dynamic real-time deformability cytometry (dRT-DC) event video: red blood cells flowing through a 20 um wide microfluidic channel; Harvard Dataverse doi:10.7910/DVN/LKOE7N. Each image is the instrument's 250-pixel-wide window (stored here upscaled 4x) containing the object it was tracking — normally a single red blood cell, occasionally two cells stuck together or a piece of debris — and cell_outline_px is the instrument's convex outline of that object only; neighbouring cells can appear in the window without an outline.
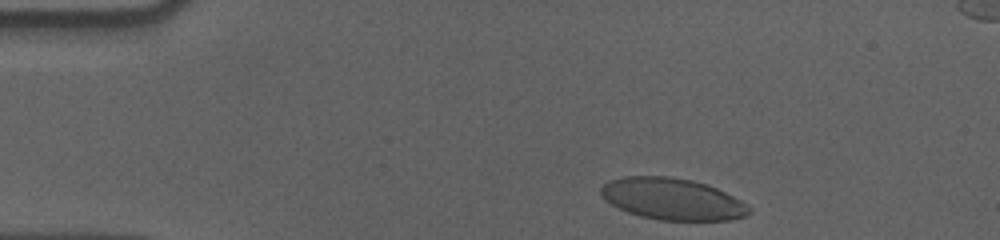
{"species": "human", "species_latin": "Homo sapiens", "temperature_condition": "cold", "stored_images_in_passage": 40, "camera_frame_rate_fps": 3000, "um_per_image_px": 0.085, "donor": {"sex": "male"}, "frame": {"image": 1, "passage_image": 2, "time_ms": 0.333, "image_size_px": [1000, 240], "cell_outline_px": [[752, 212], [744, 216], [728, 220], [660, 220], [640, 216], [628, 212], [604, 200], [600, 192], [600, 188], [608, 180], [624, 176], [668, 176], [692, 180], [716, 188], [740, 200], [752, 208]], "centroid_in_image_um": [57.13, 16.91], "position_along_channel_um": 27.9, "area_um2": 35.84}}
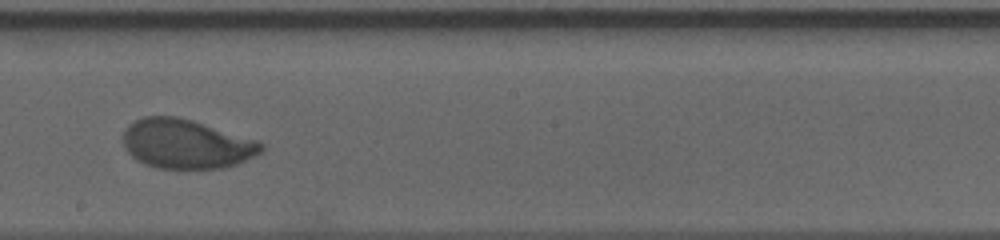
{"frame": {"image": 2, "passage_image": 25, "time_ms": 8.0, "image_size_px": [1000, 240], "cell_outline_px": [[264, 148], [260, 152], [236, 164], [220, 168], [156, 168], [144, 164], [136, 160], [124, 148], [124, 128], [128, 124], [144, 116], [176, 116], [192, 120], [256, 140], [264, 144]], "centroid_in_image_um": [15.78, 12.23], "position_along_channel_um": 232.4, "area_um2": 39.42}}
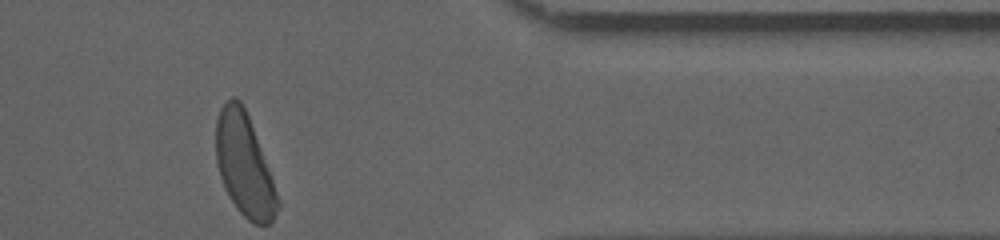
{"frame": {"image": 3, "passage_image": 40, "time_ms": 13.0, "image_size_px": [1000, 240], "cell_outline_px": [[280, 204], [272, 220], [268, 224], [256, 224], [248, 220], [236, 208], [224, 188], [216, 164], [216, 120], [220, 108], [232, 96], [236, 96], [240, 100], [248, 116], [280, 200]], "centroid_in_image_um": [20.74, 14.03], "position_along_channel_um": 390.7, "area_um2": 36.3}, "authors_computed_cell_mechanics": {"area_um2": 38.8127, "velocity_mm_per_s": 3.5677, "shape_relaxation_time_tau1_ms": 3.3147, "shape_relaxation_time_tau2_ms": null, "deformation_change_tau1": 0.1606, "deformation_change_tau2": null}}